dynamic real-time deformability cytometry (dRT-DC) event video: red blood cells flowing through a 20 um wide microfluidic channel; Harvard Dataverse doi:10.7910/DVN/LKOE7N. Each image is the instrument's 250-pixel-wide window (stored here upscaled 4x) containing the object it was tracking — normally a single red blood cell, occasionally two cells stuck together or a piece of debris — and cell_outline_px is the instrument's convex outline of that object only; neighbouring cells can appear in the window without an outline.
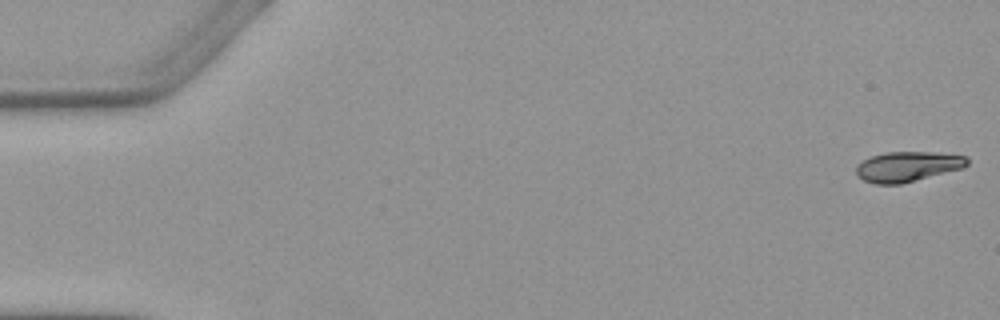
{"species": "Egyptian fruit bat (a non-hibernating species)", "species_latin": "Rousettus aegyptiacus", "temperature_condition": "warm", "stored_images_in_passage": 6, "camera_frame_rate_fps": 3000, "um_per_image_px": 0.085, "animal": {"sex": "female"}, "frame": {"image": 1, "passage_image": 1, "time_ms": 0.0, "image_size_px": [1000, 320], "cell_outline_px": [[968, 164], [960, 168], [900, 184], [876, 184], [864, 180], [856, 176], [856, 168], [864, 160], [872, 156], [888, 152], [936, 152], [968, 156]], "centroid_in_image_um": [77.13, 14.15], "position_along_channel_um": 7.9, "area_um2": 19.13}}
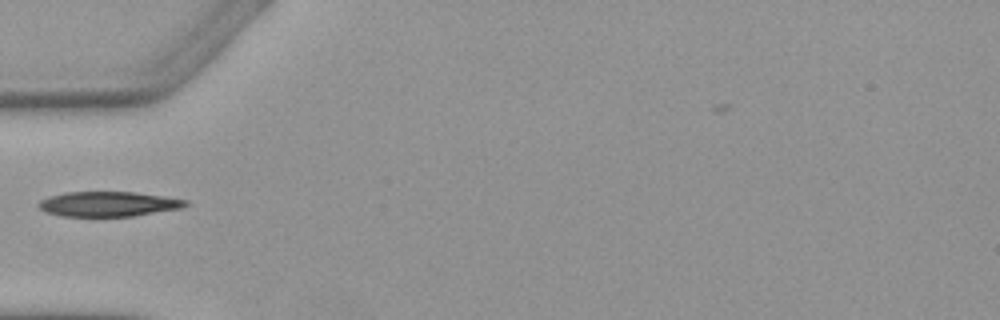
{"frame": {"image": 2, "passage_image": 5, "time_ms": 5.667, "image_size_px": [1000, 320], "cell_outline_px": [[188, 204], [180, 208], [132, 216], [60, 216], [48, 212], [40, 208], [36, 204], [40, 200], [52, 196], [68, 192], [136, 192], [164, 196], [188, 200]], "centroid_in_image_um": [9.22, 17.34], "position_along_channel_um": 75.8, "area_um2": 21.1}}
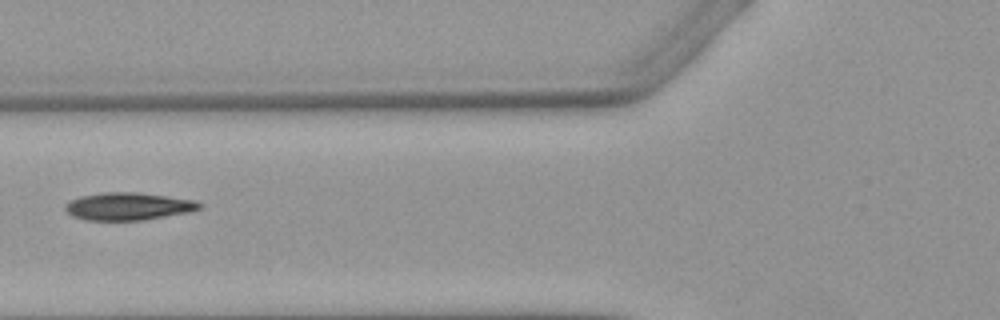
{"frame": {"image": 3, "passage_image": 6, "time_ms": 6.667, "image_size_px": [1000, 320], "cell_outline_px": [[204, 204], [200, 208], [192, 212], [144, 220], [84, 220], [72, 216], [64, 208], [64, 204], [80, 196], [104, 192], [136, 192], [196, 200]], "centroid_in_image_um": [10.93, 17.54], "position_along_channel_um": 114.9, "area_um2": 21.73}}